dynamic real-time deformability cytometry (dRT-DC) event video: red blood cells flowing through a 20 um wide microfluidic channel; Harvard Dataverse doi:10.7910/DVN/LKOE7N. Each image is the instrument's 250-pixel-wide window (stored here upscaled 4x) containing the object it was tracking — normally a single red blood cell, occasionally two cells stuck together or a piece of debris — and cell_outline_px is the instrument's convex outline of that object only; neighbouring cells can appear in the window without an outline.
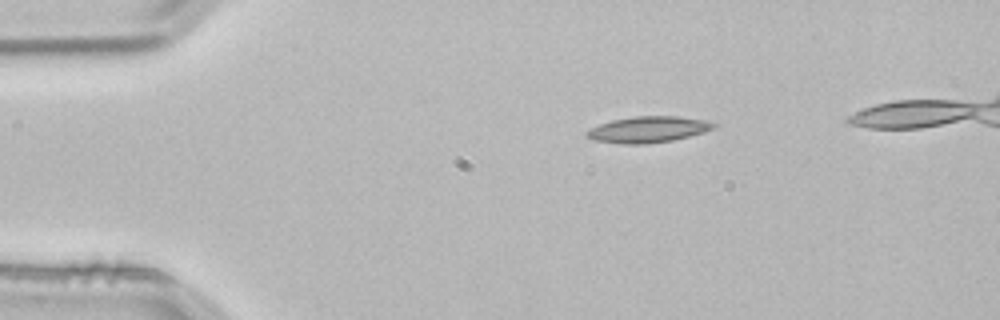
{"species": "common noctule bat (a hibernating species)", "species_latin": "Nyctalus noctula", "temperature_condition": "room temperature", "stored_images_in_passage": 3, "camera_frame_rate_fps": 3000, "um_per_image_px": 0.085, "animal": {"sex": "male", "body_mass_g": 21.5, "forearm_length_mm": 52.0}, "frame": {"image": 1, "passage_image": 3, "time_ms": 0.667, "image_size_px": [1000, 320], "cell_outline_px": [[716, 128], [704, 132], [672, 140], [644, 144], [620, 144], [592, 140], [584, 136], [584, 132], [600, 124], [612, 120], [636, 116], [676, 116], [704, 120], [716, 124]], "centroid_in_image_um": [55.05, 11.01], "position_along_channel_um": 30.0, "area_um2": 19.31}}